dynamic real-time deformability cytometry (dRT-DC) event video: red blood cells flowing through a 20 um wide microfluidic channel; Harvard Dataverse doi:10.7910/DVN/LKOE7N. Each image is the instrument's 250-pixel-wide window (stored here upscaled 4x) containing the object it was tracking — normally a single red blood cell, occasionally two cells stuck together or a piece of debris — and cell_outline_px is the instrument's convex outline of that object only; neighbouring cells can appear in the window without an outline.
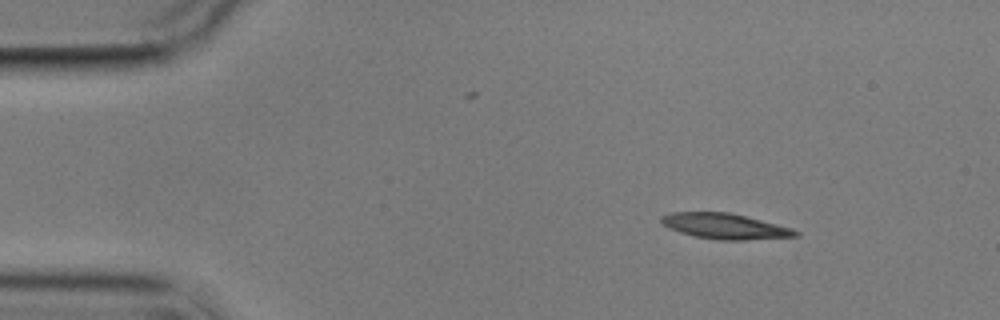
{"species": "common noctule bat (a hibernating species)", "species_latin": "Nyctalus noctula", "temperature_condition": "cold", "stored_images_in_passage": 5, "camera_frame_rate_fps": 3000, "um_per_image_px": 0.085, "animal": {"sex": "male", "body_mass_g": 17.9}, "frame": {"image": 1, "passage_image": 1, "time_ms": 0.0, "image_size_px": [1000, 320], "cell_outline_px": [[800, 236], [744, 240], [716, 240], [696, 236], [680, 232], [668, 228], [660, 220], [660, 216], [672, 212], [728, 212], [792, 228], [800, 232]], "centroid_in_image_um": [61.62, 19.23], "position_along_channel_um": 23.4, "area_um2": 19.83}}
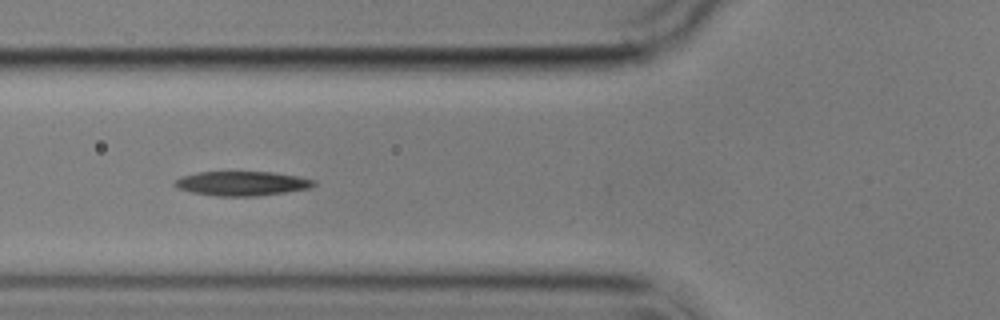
{"frame": {"image": 2, "passage_image": 4, "time_ms": 4.333, "image_size_px": [1000, 320], "cell_outline_px": [[316, 184], [312, 188], [256, 196], [216, 196], [192, 192], [180, 188], [172, 184], [172, 180], [180, 176], [200, 172], [276, 172], [316, 180]], "centroid_in_image_um": [20.56, 15.59], "position_along_channel_um": 105.2, "area_um2": 19.83}}
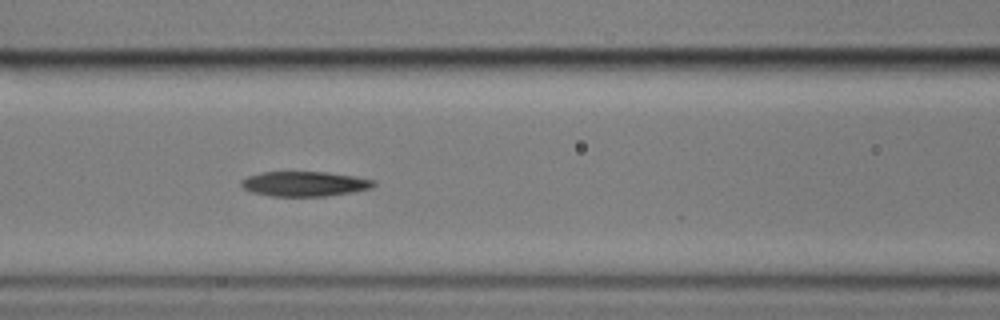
{"frame": {"image": 3, "passage_image": 5, "time_ms": 5.333, "image_size_px": [1000, 320], "cell_outline_px": [[376, 184], [372, 188], [352, 192], [324, 196], [272, 196], [252, 192], [244, 188], [240, 184], [240, 180], [248, 176], [264, 172], [324, 172], [356, 176], [376, 180]], "centroid_in_image_um": [25.91, 15.62], "position_along_channel_um": 140.7, "area_um2": 19.19}}